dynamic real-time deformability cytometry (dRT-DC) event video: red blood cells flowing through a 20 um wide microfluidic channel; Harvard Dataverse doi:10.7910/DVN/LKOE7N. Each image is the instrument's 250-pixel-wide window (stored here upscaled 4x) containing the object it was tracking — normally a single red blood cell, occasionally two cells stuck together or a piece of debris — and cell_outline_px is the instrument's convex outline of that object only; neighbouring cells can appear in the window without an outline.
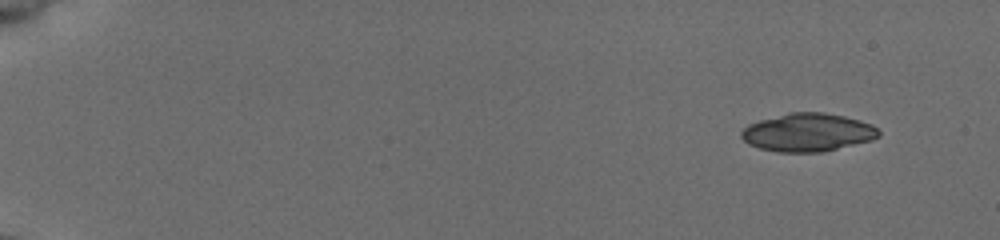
{"species": "common noctule bat (a hibernating species)", "species_latin": "Nyctalus noctula", "temperature_condition": "cold", "stored_images_in_passage": 45, "camera_frame_rate_fps": 3000, "um_per_image_px": 0.085, "animal": {"sex": "female", "body_mass_g": 19.5, "forearm_length_mm": 54.1}, "frame": {"image": 1, "passage_image": 1, "time_ms": 0.0, "image_size_px": [1000, 240], "cell_outline_px": [[880, 136], [872, 140], [820, 152], [780, 152], [760, 148], [748, 144], [740, 136], [740, 132], [748, 124], [760, 120], [792, 112], [824, 112], [844, 116], [860, 120], [872, 124], [880, 132]], "centroid_in_image_um": [68.66, 11.25], "position_along_channel_um": 16.3, "area_um2": 30.4}}